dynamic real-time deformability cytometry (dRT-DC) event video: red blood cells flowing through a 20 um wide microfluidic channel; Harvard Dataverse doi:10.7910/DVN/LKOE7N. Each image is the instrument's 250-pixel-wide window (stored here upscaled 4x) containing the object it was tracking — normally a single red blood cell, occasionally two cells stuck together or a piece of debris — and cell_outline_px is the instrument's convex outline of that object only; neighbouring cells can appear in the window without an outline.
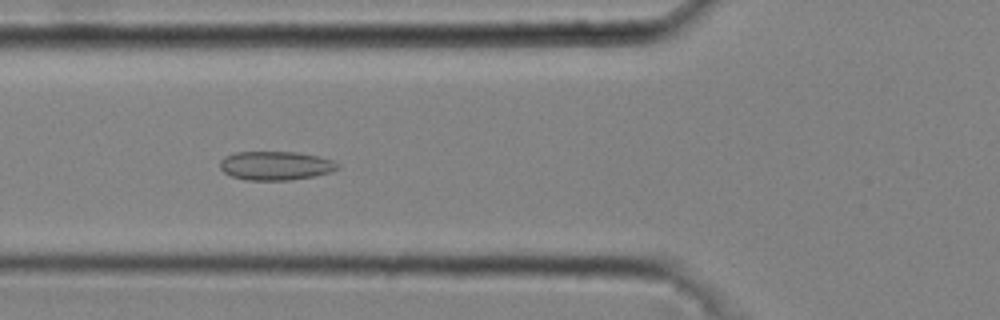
{"species": "common noctule bat (a hibernating species)", "species_latin": "Nyctalus noctula", "temperature_condition": "cold", "stored_images_in_passage": 33, "camera_frame_rate_fps": 3000, "um_per_image_px": 0.085, "animal": {"sex": "male", "body_mass_g": 20.4}, "frame": {"image": 1, "passage_image": 4, "time_ms": 1.0, "image_size_px": [1000, 320], "cell_outline_px": [[340, 168], [332, 172], [312, 176], [288, 180], [244, 180], [232, 176], [224, 172], [220, 168], [220, 160], [224, 156], [236, 152], [300, 152], [332, 160], [340, 164]], "centroid_in_image_um": [23.43, 14.08], "position_along_channel_um": 102.4, "area_um2": 19.83}}
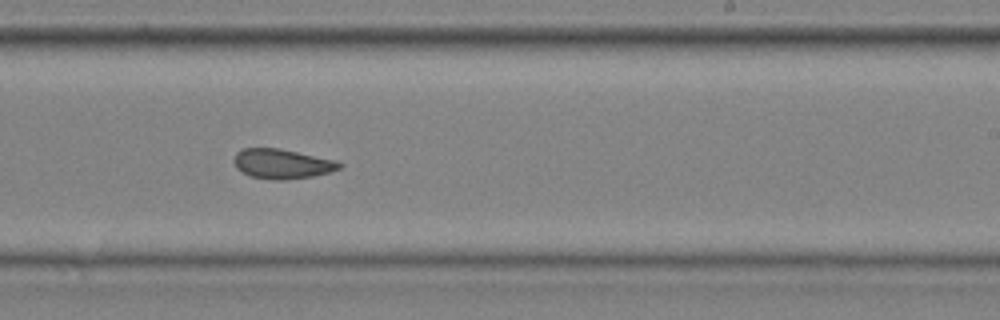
{"frame": {"image": 2, "passage_image": 16, "time_ms": 5.0, "image_size_px": [1000, 320], "cell_outline_px": [[344, 164], [340, 168], [328, 172], [312, 176], [284, 180], [272, 180], [252, 176], [236, 168], [232, 160], [236, 152], [244, 148], [280, 148], [336, 160]], "centroid_in_image_um": [23.97, 13.91], "position_along_channel_um": 265.0, "area_um2": 18.26}}
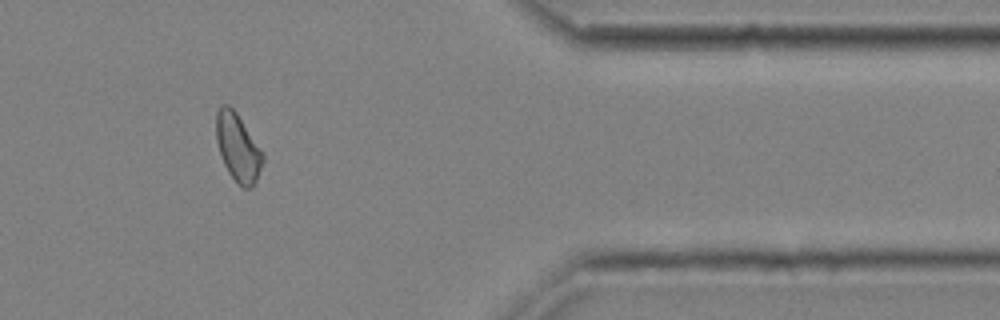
{"frame": {"image": 3, "passage_image": 27, "time_ms": 8.667, "image_size_px": [1000, 320], "cell_outline_px": [[264, 160], [256, 184], [252, 188], [244, 188], [236, 184], [228, 172], [224, 164], [216, 140], [216, 112], [220, 104], [228, 104], [236, 112], [264, 152]], "centroid_in_image_um": [20.24, 12.56], "position_along_channel_um": 391.2, "area_um2": 18.79}, "authors_computed_cell_mechanics": {"area_um2": 18.6116, "velocity_mm_per_s": 4.0688, "shape_relaxation_time_tau1_ms": null, "shape_relaxation_time_tau2_ms": 2.075, "deformation_change_tau1": null, "deformation_change_tau2": 0.0903}}